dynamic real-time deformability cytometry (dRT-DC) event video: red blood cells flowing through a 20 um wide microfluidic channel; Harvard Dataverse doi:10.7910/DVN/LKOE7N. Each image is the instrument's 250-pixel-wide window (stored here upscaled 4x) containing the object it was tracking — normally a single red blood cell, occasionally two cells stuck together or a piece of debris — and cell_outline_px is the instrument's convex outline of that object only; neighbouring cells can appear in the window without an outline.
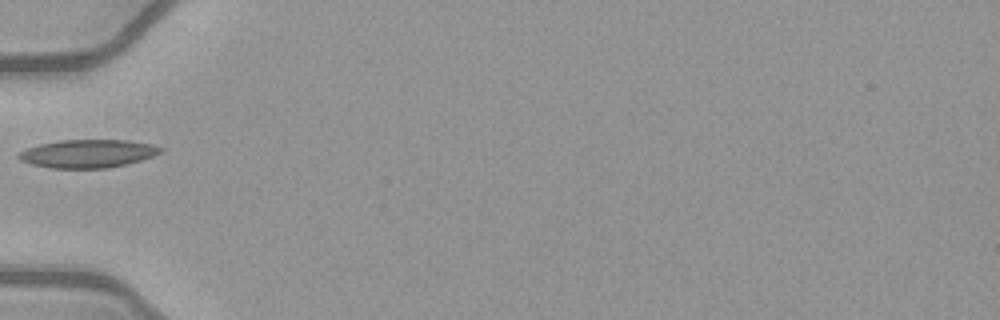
{"species": "common noctule bat (a hibernating species)", "species_latin": "Nyctalus noctula", "temperature_condition": "warm", "stored_images_in_passage": 16, "camera_frame_rate_fps": 3000, "um_per_image_px": 0.085, "animal": {"sex": "female", "body_mass_g": 21.9}, "frame": {"image": 1, "passage_image": 1, "time_ms": 0.0, "image_size_px": [1000, 320], "cell_outline_px": [[164, 148], [160, 152], [152, 156], [128, 164], [108, 168], [52, 168], [32, 164], [20, 160], [16, 156], [20, 152], [28, 148], [40, 144], [60, 140], [128, 140], [152, 144]], "centroid_in_image_um": [7.47, 13.05], "position_along_channel_um": 77.5, "area_um2": 23.18}}